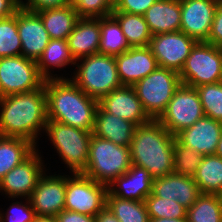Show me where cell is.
<instances>
[{
  "instance_id": "d6a6232c",
  "label": "cell",
  "mask_w": 222,
  "mask_h": 222,
  "mask_svg": "<svg viewBox=\"0 0 222 222\" xmlns=\"http://www.w3.org/2000/svg\"><path fill=\"white\" fill-rule=\"evenodd\" d=\"M21 40L17 30V11L0 18V58L21 55Z\"/></svg>"
},
{
  "instance_id": "d4e9b609",
  "label": "cell",
  "mask_w": 222,
  "mask_h": 222,
  "mask_svg": "<svg viewBox=\"0 0 222 222\" xmlns=\"http://www.w3.org/2000/svg\"><path fill=\"white\" fill-rule=\"evenodd\" d=\"M36 13L41 17L50 39H67L79 19L72 4Z\"/></svg>"
},
{
  "instance_id": "f6af8a7d",
  "label": "cell",
  "mask_w": 222,
  "mask_h": 222,
  "mask_svg": "<svg viewBox=\"0 0 222 222\" xmlns=\"http://www.w3.org/2000/svg\"><path fill=\"white\" fill-rule=\"evenodd\" d=\"M149 222H188L187 217L185 218H150Z\"/></svg>"
},
{
  "instance_id": "7bdbcfd3",
  "label": "cell",
  "mask_w": 222,
  "mask_h": 222,
  "mask_svg": "<svg viewBox=\"0 0 222 222\" xmlns=\"http://www.w3.org/2000/svg\"><path fill=\"white\" fill-rule=\"evenodd\" d=\"M19 9V0H0V18L12 16Z\"/></svg>"
},
{
  "instance_id": "5b68a950",
  "label": "cell",
  "mask_w": 222,
  "mask_h": 222,
  "mask_svg": "<svg viewBox=\"0 0 222 222\" xmlns=\"http://www.w3.org/2000/svg\"><path fill=\"white\" fill-rule=\"evenodd\" d=\"M73 82L88 96L98 101L113 90L123 86L117 71L115 56L94 54L84 57L78 65Z\"/></svg>"
},
{
  "instance_id": "52a82bcc",
  "label": "cell",
  "mask_w": 222,
  "mask_h": 222,
  "mask_svg": "<svg viewBox=\"0 0 222 222\" xmlns=\"http://www.w3.org/2000/svg\"><path fill=\"white\" fill-rule=\"evenodd\" d=\"M45 130L72 172L82 173L88 162L92 132L50 120L47 121Z\"/></svg>"
},
{
  "instance_id": "f546056e",
  "label": "cell",
  "mask_w": 222,
  "mask_h": 222,
  "mask_svg": "<svg viewBox=\"0 0 222 222\" xmlns=\"http://www.w3.org/2000/svg\"><path fill=\"white\" fill-rule=\"evenodd\" d=\"M100 29V54L116 56L130 48L118 21L112 15L100 18Z\"/></svg>"
},
{
  "instance_id": "c3c4849f",
  "label": "cell",
  "mask_w": 222,
  "mask_h": 222,
  "mask_svg": "<svg viewBox=\"0 0 222 222\" xmlns=\"http://www.w3.org/2000/svg\"><path fill=\"white\" fill-rule=\"evenodd\" d=\"M72 4L76 1V0H69Z\"/></svg>"
},
{
  "instance_id": "ac0fdd59",
  "label": "cell",
  "mask_w": 222,
  "mask_h": 222,
  "mask_svg": "<svg viewBox=\"0 0 222 222\" xmlns=\"http://www.w3.org/2000/svg\"><path fill=\"white\" fill-rule=\"evenodd\" d=\"M66 178L64 176H41L30 201L36 215L57 216L64 210Z\"/></svg>"
},
{
  "instance_id": "484cf974",
  "label": "cell",
  "mask_w": 222,
  "mask_h": 222,
  "mask_svg": "<svg viewBox=\"0 0 222 222\" xmlns=\"http://www.w3.org/2000/svg\"><path fill=\"white\" fill-rule=\"evenodd\" d=\"M33 143L17 137L0 136V180L36 149Z\"/></svg>"
},
{
  "instance_id": "ba28073f",
  "label": "cell",
  "mask_w": 222,
  "mask_h": 222,
  "mask_svg": "<svg viewBox=\"0 0 222 222\" xmlns=\"http://www.w3.org/2000/svg\"><path fill=\"white\" fill-rule=\"evenodd\" d=\"M181 83L197 87L222 81V47L198 41L179 73Z\"/></svg>"
},
{
  "instance_id": "60d3db41",
  "label": "cell",
  "mask_w": 222,
  "mask_h": 222,
  "mask_svg": "<svg viewBox=\"0 0 222 222\" xmlns=\"http://www.w3.org/2000/svg\"><path fill=\"white\" fill-rule=\"evenodd\" d=\"M222 47V1L217 2V8L208 39L205 41Z\"/></svg>"
},
{
  "instance_id": "7c38bea8",
  "label": "cell",
  "mask_w": 222,
  "mask_h": 222,
  "mask_svg": "<svg viewBox=\"0 0 222 222\" xmlns=\"http://www.w3.org/2000/svg\"><path fill=\"white\" fill-rule=\"evenodd\" d=\"M198 41L182 31L152 35L149 47L159 67L178 73Z\"/></svg>"
},
{
  "instance_id": "9c48e42d",
  "label": "cell",
  "mask_w": 222,
  "mask_h": 222,
  "mask_svg": "<svg viewBox=\"0 0 222 222\" xmlns=\"http://www.w3.org/2000/svg\"><path fill=\"white\" fill-rule=\"evenodd\" d=\"M203 116L204 112L196 88L181 83L157 120L168 132L176 135Z\"/></svg>"
},
{
  "instance_id": "1f68e13d",
  "label": "cell",
  "mask_w": 222,
  "mask_h": 222,
  "mask_svg": "<svg viewBox=\"0 0 222 222\" xmlns=\"http://www.w3.org/2000/svg\"><path fill=\"white\" fill-rule=\"evenodd\" d=\"M186 217L188 222H222V196L202 193Z\"/></svg>"
},
{
  "instance_id": "44dd1931",
  "label": "cell",
  "mask_w": 222,
  "mask_h": 222,
  "mask_svg": "<svg viewBox=\"0 0 222 222\" xmlns=\"http://www.w3.org/2000/svg\"><path fill=\"white\" fill-rule=\"evenodd\" d=\"M100 18H79L67 41L75 62L80 58L99 53Z\"/></svg>"
},
{
  "instance_id": "d590c367",
  "label": "cell",
  "mask_w": 222,
  "mask_h": 222,
  "mask_svg": "<svg viewBox=\"0 0 222 222\" xmlns=\"http://www.w3.org/2000/svg\"><path fill=\"white\" fill-rule=\"evenodd\" d=\"M149 218H185L187 208L173 199H164L150 194L145 199Z\"/></svg>"
},
{
  "instance_id": "e575fe53",
  "label": "cell",
  "mask_w": 222,
  "mask_h": 222,
  "mask_svg": "<svg viewBox=\"0 0 222 222\" xmlns=\"http://www.w3.org/2000/svg\"><path fill=\"white\" fill-rule=\"evenodd\" d=\"M202 155L190 147L174 140V173L193 177L201 163Z\"/></svg>"
},
{
  "instance_id": "d6986e66",
  "label": "cell",
  "mask_w": 222,
  "mask_h": 222,
  "mask_svg": "<svg viewBox=\"0 0 222 222\" xmlns=\"http://www.w3.org/2000/svg\"><path fill=\"white\" fill-rule=\"evenodd\" d=\"M222 135V122L203 116L192 126L183 129L175 138L202 156L215 154Z\"/></svg>"
},
{
  "instance_id": "cb8c5ba5",
  "label": "cell",
  "mask_w": 222,
  "mask_h": 222,
  "mask_svg": "<svg viewBox=\"0 0 222 222\" xmlns=\"http://www.w3.org/2000/svg\"><path fill=\"white\" fill-rule=\"evenodd\" d=\"M143 16L152 35L180 31L181 0H157Z\"/></svg>"
},
{
  "instance_id": "4fadbf2b",
  "label": "cell",
  "mask_w": 222,
  "mask_h": 222,
  "mask_svg": "<svg viewBox=\"0 0 222 222\" xmlns=\"http://www.w3.org/2000/svg\"><path fill=\"white\" fill-rule=\"evenodd\" d=\"M216 8L214 0H181L180 31L197 41H206Z\"/></svg>"
},
{
  "instance_id": "f1b7e54d",
  "label": "cell",
  "mask_w": 222,
  "mask_h": 222,
  "mask_svg": "<svg viewBox=\"0 0 222 222\" xmlns=\"http://www.w3.org/2000/svg\"><path fill=\"white\" fill-rule=\"evenodd\" d=\"M68 47L67 39H50L43 54L37 61L40 75L45 79H53L48 68L52 66L63 67L69 63L76 64Z\"/></svg>"
},
{
  "instance_id": "ab89813d",
  "label": "cell",
  "mask_w": 222,
  "mask_h": 222,
  "mask_svg": "<svg viewBox=\"0 0 222 222\" xmlns=\"http://www.w3.org/2000/svg\"><path fill=\"white\" fill-rule=\"evenodd\" d=\"M71 4L72 3L69 0H28L26 4L19 0V8L32 12L64 7Z\"/></svg>"
},
{
  "instance_id": "4dcf8cb0",
  "label": "cell",
  "mask_w": 222,
  "mask_h": 222,
  "mask_svg": "<svg viewBox=\"0 0 222 222\" xmlns=\"http://www.w3.org/2000/svg\"><path fill=\"white\" fill-rule=\"evenodd\" d=\"M106 206L120 222H149L145 201L121 199L108 191Z\"/></svg>"
},
{
  "instance_id": "ffe728a7",
  "label": "cell",
  "mask_w": 222,
  "mask_h": 222,
  "mask_svg": "<svg viewBox=\"0 0 222 222\" xmlns=\"http://www.w3.org/2000/svg\"><path fill=\"white\" fill-rule=\"evenodd\" d=\"M153 196L176 200L185 208H190L202 194L193 177L171 173L153 179Z\"/></svg>"
},
{
  "instance_id": "603a6c76",
  "label": "cell",
  "mask_w": 222,
  "mask_h": 222,
  "mask_svg": "<svg viewBox=\"0 0 222 222\" xmlns=\"http://www.w3.org/2000/svg\"><path fill=\"white\" fill-rule=\"evenodd\" d=\"M136 127L134 123L106 112L99 105L92 135L112 141L119 146L129 147Z\"/></svg>"
},
{
  "instance_id": "7a4b0ae2",
  "label": "cell",
  "mask_w": 222,
  "mask_h": 222,
  "mask_svg": "<svg viewBox=\"0 0 222 222\" xmlns=\"http://www.w3.org/2000/svg\"><path fill=\"white\" fill-rule=\"evenodd\" d=\"M0 105V136L26 139L35 145L37 133L48 121L44 84L30 92L1 97Z\"/></svg>"
},
{
  "instance_id": "7dc6e473",
  "label": "cell",
  "mask_w": 222,
  "mask_h": 222,
  "mask_svg": "<svg viewBox=\"0 0 222 222\" xmlns=\"http://www.w3.org/2000/svg\"><path fill=\"white\" fill-rule=\"evenodd\" d=\"M215 155H217V156L222 158V135H221L220 140H219V142L217 144Z\"/></svg>"
},
{
  "instance_id": "f35d334b",
  "label": "cell",
  "mask_w": 222,
  "mask_h": 222,
  "mask_svg": "<svg viewBox=\"0 0 222 222\" xmlns=\"http://www.w3.org/2000/svg\"><path fill=\"white\" fill-rule=\"evenodd\" d=\"M157 0H116L114 10L129 14L144 15Z\"/></svg>"
},
{
  "instance_id": "277c9868",
  "label": "cell",
  "mask_w": 222,
  "mask_h": 222,
  "mask_svg": "<svg viewBox=\"0 0 222 222\" xmlns=\"http://www.w3.org/2000/svg\"><path fill=\"white\" fill-rule=\"evenodd\" d=\"M131 166L130 147L91 135L87 166L81 174L109 186Z\"/></svg>"
},
{
  "instance_id": "74e56055",
  "label": "cell",
  "mask_w": 222,
  "mask_h": 222,
  "mask_svg": "<svg viewBox=\"0 0 222 222\" xmlns=\"http://www.w3.org/2000/svg\"><path fill=\"white\" fill-rule=\"evenodd\" d=\"M28 201L30 203V207L22 205L19 202H16V205L12 204L13 206L10 208V213L7 215V220L3 219L2 214H0V222H33L34 218L36 217V212L32 207L30 199H28Z\"/></svg>"
},
{
  "instance_id": "8992f818",
  "label": "cell",
  "mask_w": 222,
  "mask_h": 222,
  "mask_svg": "<svg viewBox=\"0 0 222 222\" xmlns=\"http://www.w3.org/2000/svg\"><path fill=\"white\" fill-rule=\"evenodd\" d=\"M181 85L179 73L158 67L133 85L144 110L152 120L165 111L177 88Z\"/></svg>"
},
{
  "instance_id": "83f0119b",
  "label": "cell",
  "mask_w": 222,
  "mask_h": 222,
  "mask_svg": "<svg viewBox=\"0 0 222 222\" xmlns=\"http://www.w3.org/2000/svg\"><path fill=\"white\" fill-rule=\"evenodd\" d=\"M111 15L118 21L129 47L149 46L152 34L143 15L118 11Z\"/></svg>"
},
{
  "instance_id": "6da1fadb",
  "label": "cell",
  "mask_w": 222,
  "mask_h": 222,
  "mask_svg": "<svg viewBox=\"0 0 222 222\" xmlns=\"http://www.w3.org/2000/svg\"><path fill=\"white\" fill-rule=\"evenodd\" d=\"M44 88L48 120L92 132L97 99L86 95L72 80L61 77L45 80Z\"/></svg>"
},
{
  "instance_id": "8d00e7d4",
  "label": "cell",
  "mask_w": 222,
  "mask_h": 222,
  "mask_svg": "<svg viewBox=\"0 0 222 222\" xmlns=\"http://www.w3.org/2000/svg\"><path fill=\"white\" fill-rule=\"evenodd\" d=\"M72 5L79 18H102L114 10L111 0H76Z\"/></svg>"
},
{
  "instance_id": "2e32d148",
  "label": "cell",
  "mask_w": 222,
  "mask_h": 222,
  "mask_svg": "<svg viewBox=\"0 0 222 222\" xmlns=\"http://www.w3.org/2000/svg\"><path fill=\"white\" fill-rule=\"evenodd\" d=\"M41 158L36 150L21 164L10 170L0 180V190L11 197L27 196L29 199L36 188L39 178L44 175Z\"/></svg>"
},
{
  "instance_id": "9a60e30c",
  "label": "cell",
  "mask_w": 222,
  "mask_h": 222,
  "mask_svg": "<svg viewBox=\"0 0 222 222\" xmlns=\"http://www.w3.org/2000/svg\"><path fill=\"white\" fill-rule=\"evenodd\" d=\"M98 102L106 112L136 126L152 120L144 110L133 86L123 85L103 96Z\"/></svg>"
},
{
  "instance_id": "836d02e7",
  "label": "cell",
  "mask_w": 222,
  "mask_h": 222,
  "mask_svg": "<svg viewBox=\"0 0 222 222\" xmlns=\"http://www.w3.org/2000/svg\"><path fill=\"white\" fill-rule=\"evenodd\" d=\"M205 116L222 122V81L195 87Z\"/></svg>"
},
{
  "instance_id": "8fae6325",
  "label": "cell",
  "mask_w": 222,
  "mask_h": 222,
  "mask_svg": "<svg viewBox=\"0 0 222 222\" xmlns=\"http://www.w3.org/2000/svg\"><path fill=\"white\" fill-rule=\"evenodd\" d=\"M108 186L75 173L73 178L66 177L64 210L95 216L106 206Z\"/></svg>"
},
{
  "instance_id": "3957f363",
  "label": "cell",
  "mask_w": 222,
  "mask_h": 222,
  "mask_svg": "<svg viewBox=\"0 0 222 222\" xmlns=\"http://www.w3.org/2000/svg\"><path fill=\"white\" fill-rule=\"evenodd\" d=\"M174 140L158 120L137 126L129 146L132 165L146 169L153 179L173 173Z\"/></svg>"
},
{
  "instance_id": "5bb4252c",
  "label": "cell",
  "mask_w": 222,
  "mask_h": 222,
  "mask_svg": "<svg viewBox=\"0 0 222 222\" xmlns=\"http://www.w3.org/2000/svg\"><path fill=\"white\" fill-rule=\"evenodd\" d=\"M17 30L21 40V55L38 61L50 42L41 17L22 8L17 10Z\"/></svg>"
},
{
  "instance_id": "30bf717a",
  "label": "cell",
  "mask_w": 222,
  "mask_h": 222,
  "mask_svg": "<svg viewBox=\"0 0 222 222\" xmlns=\"http://www.w3.org/2000/svg\"><path fill=\"white\" fill-rule=\"evenodd\" d=\"M44 81L37 61L22 55L0 58V98L36 90Z\"/></svg>"
},
{
  "instance_id": "ee69618b",
  "label": "cell",
  "mask_w": 222,
  "mask_h": 222,
  "mask_svg": "<svg viewBox=\"0 0 222 222\" xmlns=\"http://www.w3.org/2000/svg\"><path fill=\"white\" fill-rule=\"evenodd\" d=\"M94 219L95 222H120L107 206L99 211Z\"/></svg>"
},
{
  "instance_id": "bcb514c9",
  "label": "cell",
  "mask_w": 222,
  "mask_h": 222,
  "mask_svg": "<svg viewBox=\"0 0 222 222\" xmlns=\"http://www.w3.org/2000/svg\"><path fill=\"white\" fill-rule=\"evenodd\" d=\"M33 222H57L56 216L36 215Z\"/></svg>"
},
{
  "instance_id": "e0dca14e",
  "label": "cell",
  "mask_w": 222,
  "mask_h": 222,
  "mask_svg": "<svg viewBox=\"0 0 222 222\" xmlns=\"http://www.w3.org/2000/svg\"><path fill=\"white\" fill-rule=\"evenodd\" d=\"M115 59L120 81L126 86H133L159 67L149 46L130 47Z\"/></svg>"
},
{
  "instance_id": "4316f807",
  "label": "cell",
  "mask_w": 222,
  "mask_h": 222,
  "mask_svg": "<svg viewBox=\"0 0 222 222\" xmlns=\"http://www.w3.org/2000/svg\"><path fill=\"white\" fill-rule=\"evenodd\" d=\"M193 178L201 193L222 196V158L215 154L203 156Z\"/></svg>"
},
{
  "instance_id": "b9f144b4",
  "label": "cell",
  "mask_w": 222,
  "mask_h": 222,
  "mask_svg": "<svg viewBox=\"0 0 222 222\" xmlns=\"http://www.w3.org/2000/svg\"><path fill=\"white\" fill-rule=\"evenodd\" d=\"M57 222H95L93 216L63 210L56 216Z\"/></svg>"
},
{
  "instance_id": "7402d4cb",
  "label": "cell",
  "mask_w": 222,
  "mask_h": 222,
  "mask_svg": "<svg viewBox=\"0 0 222 222\" xmlns=\"http://www.w3.org/2000/svg\"><path fill=\"white\" fill-rule=\"evenodd\" d=\"M152 184L153 178L146 169L132 165L126 173L109 184L108 191L121 199L145 201L152 193ZM113 185L119 186V190L111 188Z\"/></svg>"
}]
</instances>
